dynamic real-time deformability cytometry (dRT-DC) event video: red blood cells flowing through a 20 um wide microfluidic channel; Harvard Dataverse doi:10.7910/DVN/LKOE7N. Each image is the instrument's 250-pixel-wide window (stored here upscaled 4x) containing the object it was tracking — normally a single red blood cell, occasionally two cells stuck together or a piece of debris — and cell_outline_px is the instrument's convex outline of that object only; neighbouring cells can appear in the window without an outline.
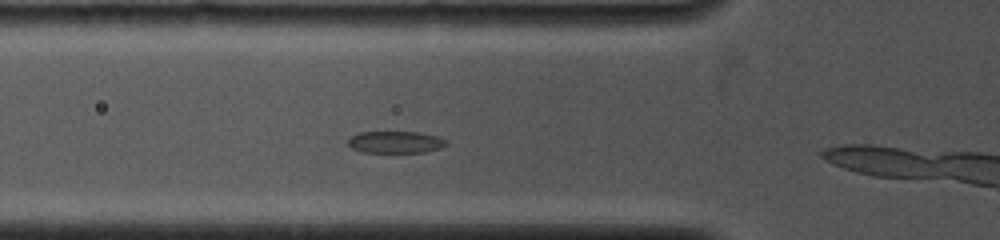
{"species": "common noctule bat (a hibernating species)", "species_latin": "Nyctalus noctula", "temperature_condition": "cold", "stored_images_in_passage": 5, "camera_frame_rate_fps": 4000, "um_per_image_px": 0.085, "animal": {"sex": "female", "body_mass_g": 19.0, "forearm_length_mm": 53.3}, "frame": {"image": 1, "passage_image": 4, "time_ms": 2.0, "image_size_px": [1000, 240], "cell_outline_px": [[448, 144], [440, 148], [424, 152], [360, 152], [352, 148], [348, 144], [348, 140], [356, 132], [420, 132], [436, 136], [448, 140]], "centroid_in_image_um": [33.62, 12.07], "position_along_channel_um": 92.2, "area_um2": 12.6}}